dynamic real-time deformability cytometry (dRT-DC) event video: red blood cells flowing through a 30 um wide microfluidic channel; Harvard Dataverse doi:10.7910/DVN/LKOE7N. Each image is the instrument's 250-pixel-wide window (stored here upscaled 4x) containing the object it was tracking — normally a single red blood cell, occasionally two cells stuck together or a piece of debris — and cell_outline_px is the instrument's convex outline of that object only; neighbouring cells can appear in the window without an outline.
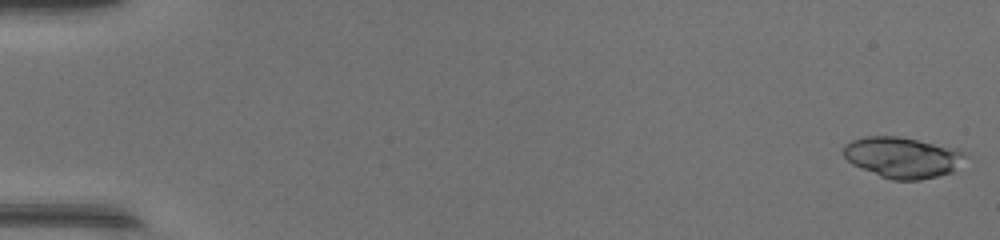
{"species": "common noctule bat (a hibernating species)", "species_latin": "Nyctalus noctula", "temperature_condition": "warm", "stored_images_in_passage": 48, "segment_of_instrument_passage": [1, 2], "camera_frame_rate_fps": 3000, "um_per_image_px": 0.085, "animal": {"sex": "female", "body_mass_g": 17.0, "forearm_length_mm": 48.0}, "frame": {"image": 1, "passage_image": 1, "time_ms": 0.0, "image_size_px": [1000, 240], "cell_outline_px": [[972, 156], [952, 172], [920, 180], [892, 180], [880, 176], [852, 164], [844, 156], [844, 144], [852, 140], [864, 136], [900, 136], [956, 148], [968, 152]], "centroid_in_image_um": [76.79, 13.37], "position_along_channel_um": 8.2, "area_um2": 29.42}}
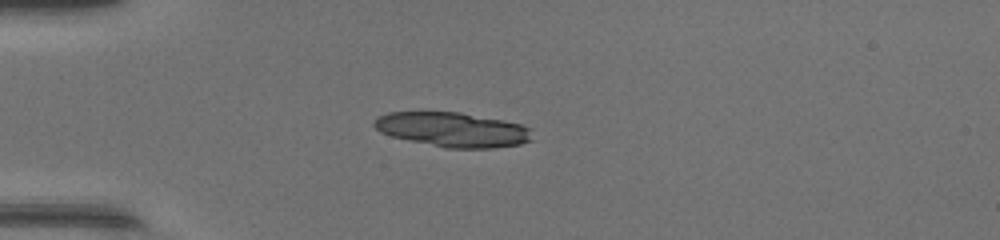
{"frame": {"image": 2, "passage_image": 14, "time_ms": 4.333, "image_size_px": [1000, 240], "cell_outline_px": [[532, 140], [520, 144], [492, 148], [444, 148], [408, 140], [392, 136], [380, 132], [372, 124], [376, 116], [388, 112], [460, 112], [504, 120], [520, 124], [532, 128]], "centroid_in_image_um": [38.48, 11.01], "position_along_channel_um": 46.5, "area_um2": 32.08}}